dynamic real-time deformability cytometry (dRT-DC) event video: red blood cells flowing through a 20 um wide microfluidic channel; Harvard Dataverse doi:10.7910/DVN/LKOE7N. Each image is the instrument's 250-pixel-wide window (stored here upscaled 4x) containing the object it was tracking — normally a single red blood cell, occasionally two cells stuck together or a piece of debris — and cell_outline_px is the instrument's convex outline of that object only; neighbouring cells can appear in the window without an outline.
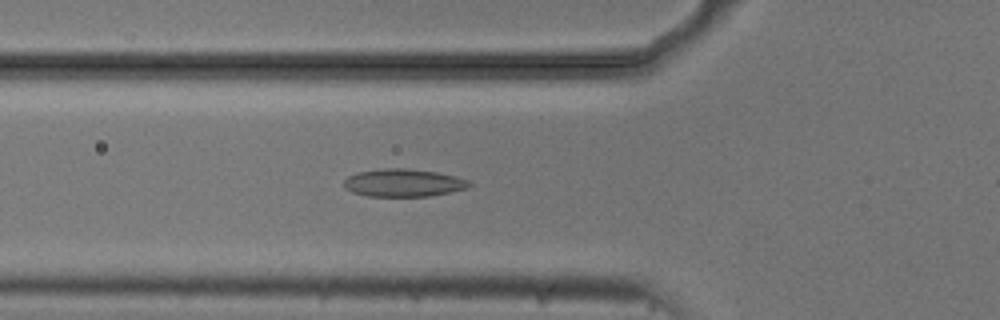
{"species": "common noctule bat (a hibernating species)", "species_latin": "Nyctalus noctula", "temperature_condition": "cold", "stored_images_in_passage": 17, "camera_frame_rate_fps": 3000, "um_per_image_px": 0.085, "animal": {"sex": "male", "body_mass_g": 20.5, "forearm_length_mm": 52.5}, "frame": {"image": 1, "passage_image": 16, "time_ms": 5.0, "image_size_px": [1000, 320], "cell_outline_px": [[472, 184], [468, 188], [428, 196], [368, 196], [352, 192], [344, 188], [344, 180], [348, 176], [356, 172], [380, 168], [404, 168], [436, 172], [456, 176], [468, 180]], "centroid_in_image_um": [34.26, 15.53], "position_along_channel_um": 91.5, "area_um2": 20.29}}